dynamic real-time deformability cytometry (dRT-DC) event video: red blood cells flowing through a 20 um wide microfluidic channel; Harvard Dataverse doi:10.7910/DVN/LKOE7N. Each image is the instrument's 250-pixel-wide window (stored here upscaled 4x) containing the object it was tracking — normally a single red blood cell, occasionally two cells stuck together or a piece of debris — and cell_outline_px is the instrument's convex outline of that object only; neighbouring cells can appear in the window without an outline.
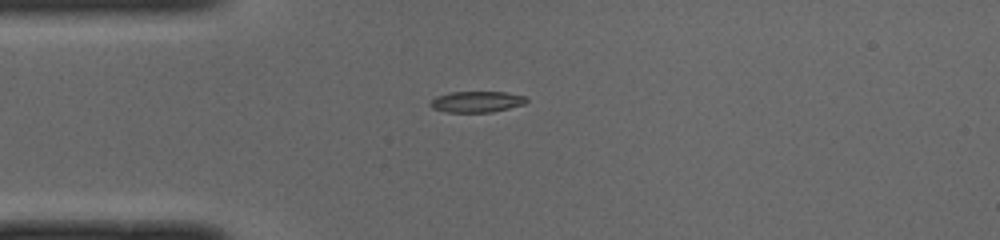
{"species": "common noctule bat (a hibernating species)", "species_latin": "Nyctalus noctula", "temperature_condition": "cold", "stored_images_in_passage": 38, "camera_frame_rate_fps": 3000, "um_per_image_px": 0.085, "animal": {"sex": "male", "body_mass_g": 19.0, "forearm_length_mm": 50.8}, "frame": {"image": 1, "passage_image": 1, "time_ms": 0.0, "image_size_px": [1000, 240], "cell_outline_px": [[528, 100], [524, 104], [492, 112], [444, 112], [432, 108], [428, 104], [436, 96], [452, 92], [508, 92], [528, 96]], "centroid_in_image_um": [40.53, 8.64], "position_along_channel_um": 44.5, "area_um2": 11.91}}
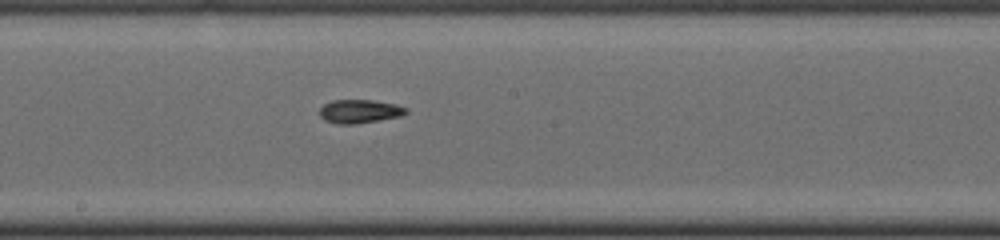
{"frame": {"image": 2, "passage_image": 15, "time_ms": 4.667, "image_size_px": [1000, 240], "cell_outline_px": [[408, 112], [400, 116], [352, 124], [336, 124], [324, 120], [320, 116], [320, 108], [324, 104], [332, 100], [372, 100], [396, 104], [408, 108]], "centroid_in_image_um": [30.55, 9.45], "position_along_channel_um": 217.7, "area_um2": 11.79}}
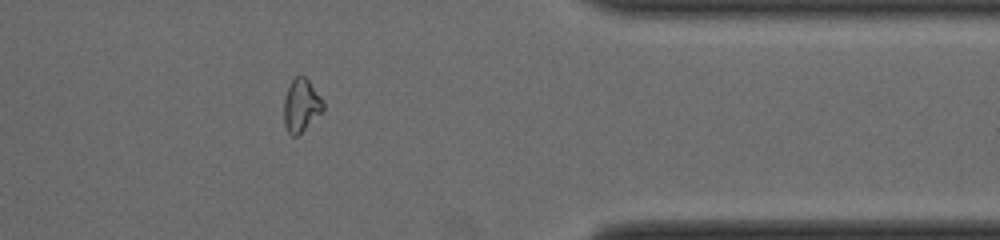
{"frame": {"image": 3, "passage_image": 29, "time_ms": 9.333, "image_size_px": [1000, 240], "cell_outline_px": [[324, 108], [296, 136], [292, 136], [288, 132], [284, 124], [284, 100], [288, 88], [292, 80], [296, 76], [304, 76], [308, 80], [324, 104]], "centroid_in_image_um": [25.56, 8.95], "position_along_channel_um": 385.8, "area_um2": 11.5}, "authors_computed_cell_mechanics": {"area_um2": 11.9068, "velocity_mm_per_s": 4.0072, "shape_relaxation_time_tau1_ms": 9.0873, "shape_relaxation_time_tau2_ms": 4.4011, "deformation_change_tau1": 0.2326, "deformation_change_tau2": 0.1136}}